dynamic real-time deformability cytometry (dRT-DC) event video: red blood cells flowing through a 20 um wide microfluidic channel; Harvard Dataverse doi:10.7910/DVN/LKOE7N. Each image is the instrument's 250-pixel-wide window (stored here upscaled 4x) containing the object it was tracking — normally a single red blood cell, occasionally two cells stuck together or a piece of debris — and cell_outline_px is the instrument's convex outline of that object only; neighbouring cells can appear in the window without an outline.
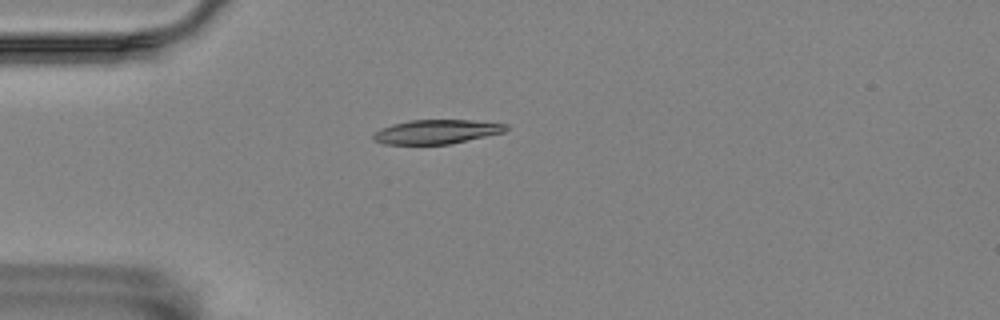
{"species": "Egyptian fruit bat (a non-hibernating species)", "species_latin": "Rousettus aegyptiacus", "temperature_condition": "room temperature", "stored_images_in_passage": 43, "camera_frame_rate_fps": 3000, "um_per_image_px": 0.085, "animal": {"sex": "female"}, "frame": {"image": 1, "passage_image": 1, "time_ms": 0.0, "image_size_px": [1000, 320], "cell_outline_px": [[508, 128], [504, 132], [452, 144], [384, 144], [376, 140], [372, 136], [380, 128], [392, 124], [408, 120], [472, 120], [508, 124]], "centroid_in_image_um": [37.13, 11.19], "position_along_channel_um": 47.9, "area_um2": 18.67}}
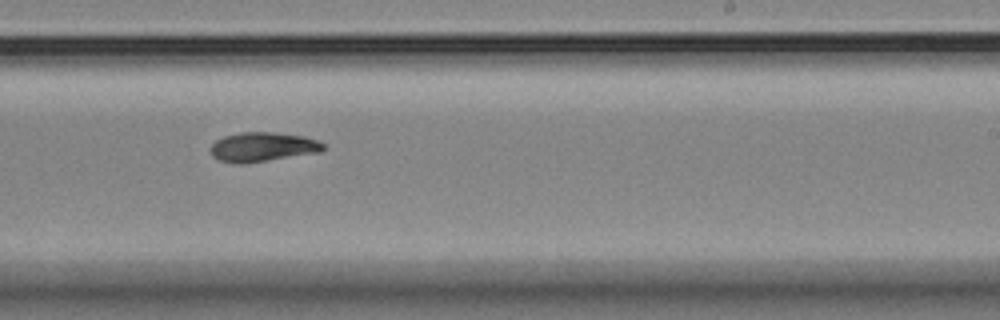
{"frame": {"image": 2, "passage_image": 21, "time_ms": 6.667, "image_size_px": [1000, 320], "cell_outline_px": [[324, 148], [320, 152], [268, 160], [240, 164], [216, 160], [212, 156], [212, 144], [216, 140], [224, 136], [240, 132], [272, 132], [304, 136], [320, 140], [324, 144]], "centroid_in_image_um": [22.33, 12.48], "position_along_channel_um": 266.7, "area_um2": 19.25}}
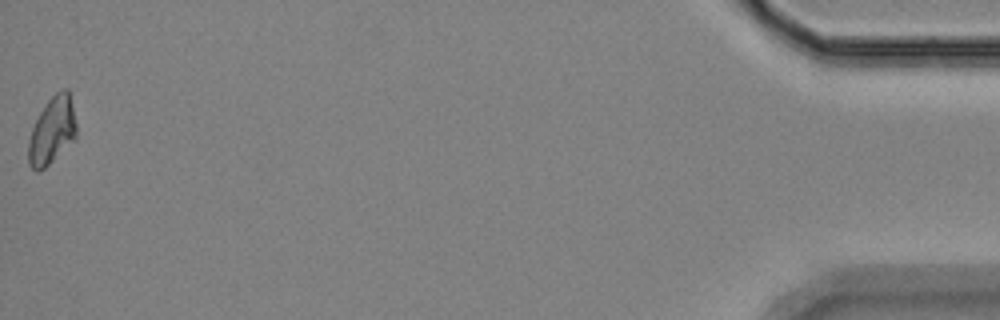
{"frame": {"image": 3, "passage_image": 43, "time_ms": 14.0, "image_size_px": [1000, 320], "cell_outline_px": [[76, 140], [44, 168], [36, 172], [28, 164], [28, 140], [32, 128], [40, 112], [48, 100], [60, 88], [68, 88], [76, 124]], "centroid_in_image_um": [4.43, 11.11], "position_along_channel_um": 430.8, "area_um2": 18.84}, "authors_computed_cell_mechanics": {"area_um2": 18.6694, "velocity_mm_per_s": 3.4926, "shape_relaxation_time_tau1_ms": 7.3819, "shape_relaxation_time_tau2_ms": 4.8621, "deformation_change_tau1": 0.1793, "deformation_change_tau2": 0.0867}}